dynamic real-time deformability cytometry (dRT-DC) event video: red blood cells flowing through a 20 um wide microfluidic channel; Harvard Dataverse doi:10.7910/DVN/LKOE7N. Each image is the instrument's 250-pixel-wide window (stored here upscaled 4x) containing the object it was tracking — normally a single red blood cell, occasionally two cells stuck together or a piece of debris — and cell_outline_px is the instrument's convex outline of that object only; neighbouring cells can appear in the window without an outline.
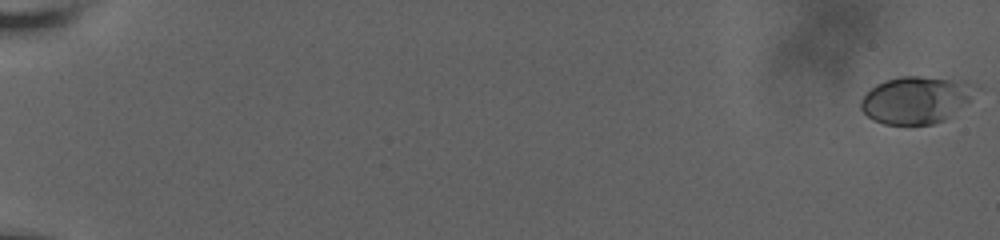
{"species": "human", "species_latin": "Homo sapiens", "temperature_condition": "room temperature", "stored_images_in_passage": 22, "camera_frame_rate_fps": 3000, "um_per_image_px": 0.085, "donor": {"sex": "male"}, "frame": {"image": 1, "passage_image": 1, "time_ms": 0.0, "image_size_px": [1000, 240], "cell_outline_px": [[980, 88], [968, 100], [944, 120], [932, 124], [884, 124], [872, 120], [860, 108], [860, 100], [876, 84], [884, 80], [900, 76], [920, 76], [964, 80]], "centroid_in_image_um": [77.84, 8.47], "position_along_channel_um": 7.2, "area_um2": 31.39}}
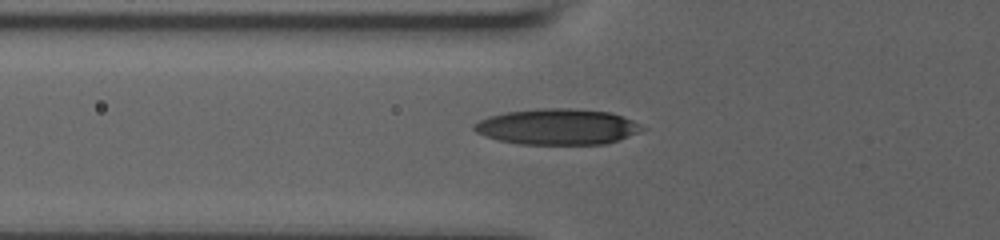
{"frame": {"image": 2, "passage_image": 13, "time_ms": 8.333, "image_size_px": [1000, 240], "cell_outline_px": [[648, 128], [640, 132], [604, 144], [520, 144], [500, 140], [484, 136], [476, 132], [472, 128], [472, 124], [488, 116], [504, 112], [536, 108], [572, 108], [612, 112], [632, 120]], "centroid_in_image_um": [47.37, 10.76], "position_along_channel_um": 78.4, "area_um2": 35.32}}
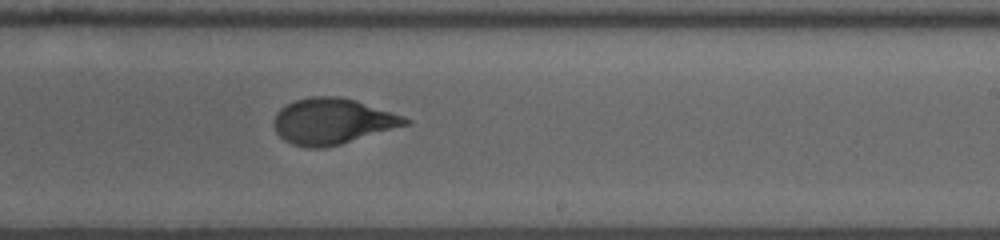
{"frame": {"image": 3, "passage_image": 22, "time_ms": 13.333, "image_size_px": [1000, 240], "cell_outline_px": [[412, 124], [340, 144], [324, 148], [308, 148], [292, 144], [284, 140], [276, 132], [276, 112], [280, 108], [296, 100], [308, 96], [340, 96], [356, 100], [412, 120]], "centroid_in_image_um": [28.27, 10.31], "position_along_channel_um": 260.7, "area_um2": 34.91}}